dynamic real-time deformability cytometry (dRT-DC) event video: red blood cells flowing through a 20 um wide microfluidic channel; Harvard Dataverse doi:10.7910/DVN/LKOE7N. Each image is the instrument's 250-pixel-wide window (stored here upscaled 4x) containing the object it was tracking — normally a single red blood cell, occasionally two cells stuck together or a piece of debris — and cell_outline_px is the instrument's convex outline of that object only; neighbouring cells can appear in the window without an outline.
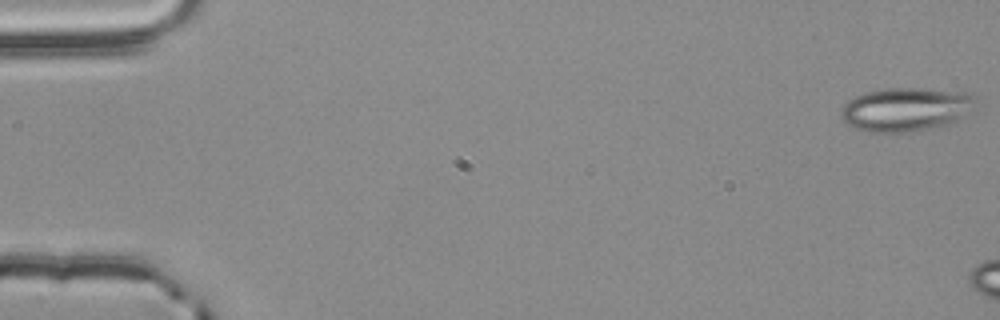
{"species": "common noctule bat (a hibernating species)", "species_latin": "Nyctalus noctula", "temperature_condition": "room temperature", "stored_images_in_passage": 7, "camera_frame_rate_fps": 3000, "um_per_image_px": 0.085, "animal": {"sex": "male", "body_mass_g": 20.4}, "frame": {"image": 1, "passage_image": 1, "time_ms": 0.0, "image_size_px": [1000, 320], "cell_outline_px": [[980, 96], [976, 108], [956, 120], [940, 128], [908, 132], [872, 132], [856, 128], [848, 124], [844, 120], [840, 112], [844, 104], [848, 100], [864, 92], [888, 88], [920, 88], [972, 92]], "centroid_in_image_um": [77.11, 9.28], "position_along_channel_um": 7.9, "area_um2": 34.97}}